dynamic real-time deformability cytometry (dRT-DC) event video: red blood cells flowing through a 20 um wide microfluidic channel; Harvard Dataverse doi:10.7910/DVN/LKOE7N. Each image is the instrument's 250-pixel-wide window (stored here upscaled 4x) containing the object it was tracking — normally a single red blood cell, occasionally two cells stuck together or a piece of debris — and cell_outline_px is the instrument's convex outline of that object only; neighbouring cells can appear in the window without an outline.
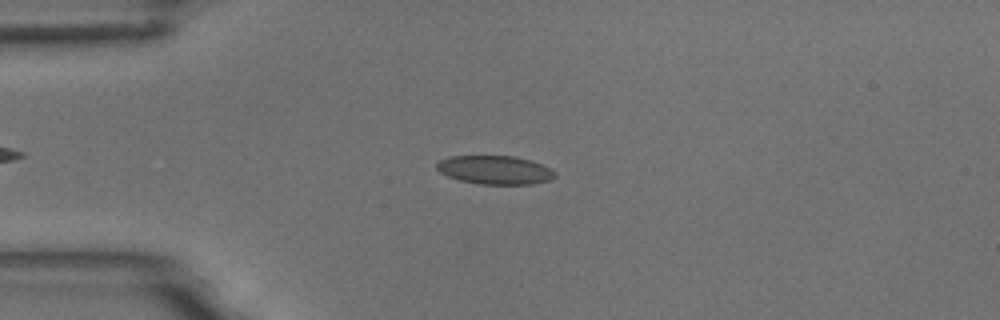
{"species": "common noctule bat (a hibernating species)", "species_latin": "Nyctalus noctula", "temperature_condition": "room temperature", "stored_images_in_passage": 53, "camera_frame_rate_fps": 3000, "um_per_image_px": 0.085, "animal": {"sex": "male", "body_mass_g": 18.8}, "frame": {"image": 1, "passage_image": 12, "time_ms": 3.667, "image_size_px": [1000, 320], "cell_outline_px": [[556, 176], [548, 180], [532, 184], [480, 184], [460, 180], [448, 176], [440, 172], [436, 168], [436, 164], [440, 160], [448, 156], [512, 156], [532, 160], [552, 168], [556, 172]], "centroid_in_image_um": [42.09, 14.44], "position_along_channel_um": 42.9, "area_um2": 19.77}}
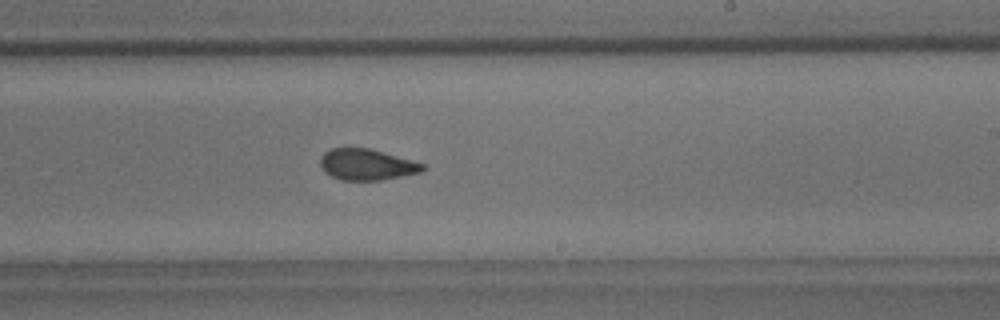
{"frame": {"image": 2, "passage_image": 31, "time_ms": 10.0, "image_size_px": [1000, 320], "cell_outline_px": [[428, 168], [420, 172], [380, 180], [340, 180], [324, 172], [320, 168], [320, 160], [324, 152], [332, 148], [368, 148], [424, 164]], "centroid_in_image_um": [31.13, 13.99], "position_along_channel_um": 257.9, "area_um2": 18.38}}
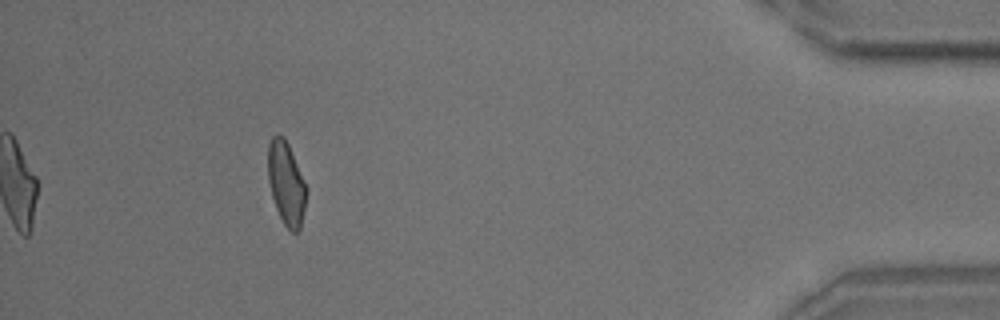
{"frame": {"image": 3, "passage_image": 48, "time_ms": 15.667, "image_size_px": [1000, 320], "cell_outline_px": [[308, 192], [300, 228], [296, 232], [292, 232], [284, 224], [276, 208], [272, 196], [268, 180], [268, 144], [272, 136], [276, 132], [284, 136], [288, 144], [308, 188]], "centroid_in_image_um": [24.33, 15.54], "position_along_channel_um": 410.9, "area_um2": 18.73}, "authors_computed_cell_mechanics": {"area_um2": 19.4208, "velocity_mm_per_s": 3.7211, "shape_relaxation_time_tau1_ms": 11.3458, "shape_relaxation_time_tau2_ms": 1.1721, "deformation_change_tau1": 0.1961, "deformation_change_tau2": 0.0563}}